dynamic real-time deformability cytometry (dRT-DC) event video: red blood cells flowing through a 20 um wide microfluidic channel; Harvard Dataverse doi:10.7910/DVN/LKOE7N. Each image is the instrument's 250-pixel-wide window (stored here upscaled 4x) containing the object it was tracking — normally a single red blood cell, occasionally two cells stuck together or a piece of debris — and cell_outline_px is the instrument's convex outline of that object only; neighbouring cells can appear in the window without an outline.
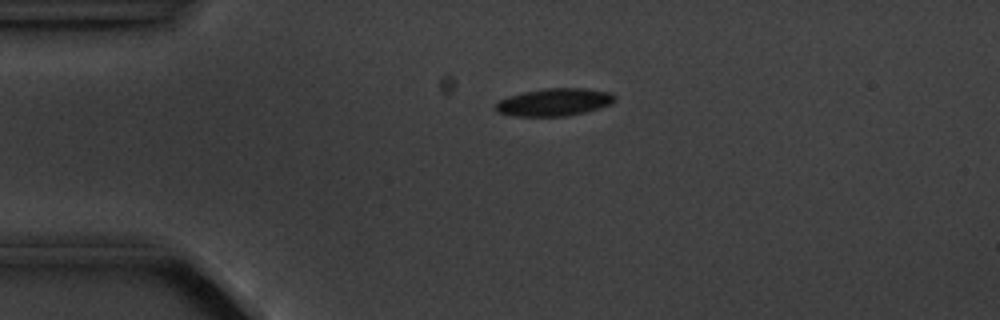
{"species": "common noctule bat (a hibernating species)", "species_latin": "Nyctalus noctula", "temperature_condition": "cold", "stored_images_in_passage": 2, "camera_frame_rate_fps": 3000, "um_per_image_px": 0.085, "animal": {"sex": "male", "body_mass_g": 20.1, "forearm_length_mm": 53.5}, "frame": {"image": 1, "passage_image": 1, "time_ms": 0.0, "image_size_px": [1000, 320], "cell_outline_px": [[616, 100], [612, 104], [588, 112], [568, 116], [512, 116], [496, 112], [492, 104], [508, 96], [524, 92], [544, 88], [584, 88], [612, 92], [616, 96]], "centroid_in_image_um": [47.12, 8.69], "position_along_channel_um": 37.9, "area_um2": 19.59}}